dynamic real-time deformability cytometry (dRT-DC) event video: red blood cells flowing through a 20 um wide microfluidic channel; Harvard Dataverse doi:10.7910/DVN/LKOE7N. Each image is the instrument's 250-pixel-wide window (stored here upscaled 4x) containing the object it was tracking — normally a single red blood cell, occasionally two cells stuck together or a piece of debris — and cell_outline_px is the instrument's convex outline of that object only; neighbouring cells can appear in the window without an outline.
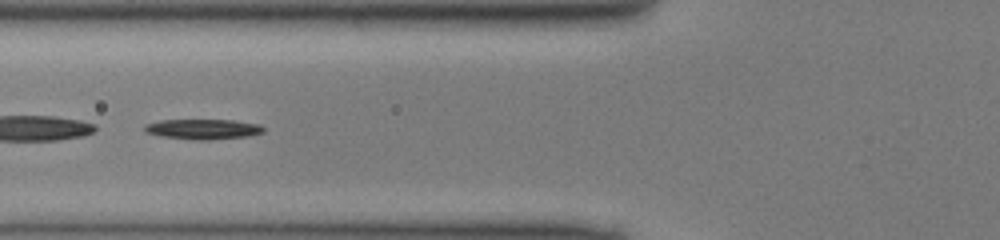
{"species": "common noctule bat (a hibernating species)", "species_latin": "Nyctalus noctula", "temperature_condition": "cold", "stored_images_in_passage": 41, "segment_of_instrument_passage": [2, 2], "camera_frame_rate_fps": 3000, "um_per_image_px": 0.085, "animal": {"sex": "male", "body_mass_g": 13.0, "forearm_length_mm": 53.1}, "frame": {"image": 1, "passage_image": 12, "time_ms": 3.667, "image_size_px": [1000, 240], "cell_outline_px": [[264, 132], [248, 136], [208, 140], [196, 140], [160, 136], [144, 132], [144, 124], [160, 120], [232, 120], [260, 124], [264, 128]], "centroid_in_image_um": [17.23, 10.98], "position_along_channel_um": 108.6, "area_um2": 14.05}}
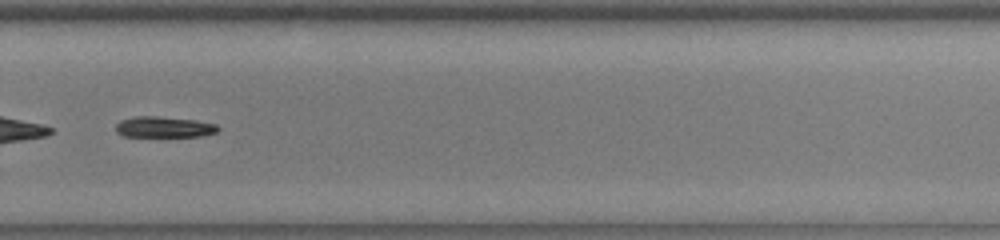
{"frame": {"image": 2, "passage_image": 27, "time_ms": 8.667, "image_size_px": [1000, 240], "cell_outline_px": [[220, 128], [216, 132], [200, 136], [124, 136], [116, 132], [116, 124], [120, 120], [132, 116], [160, 116], [196, 120], [216, 124]], "centroid_in_image_um": [13.92, 10.78], "position_along_channel_um": 315.9, "area_um2": 12.48}}
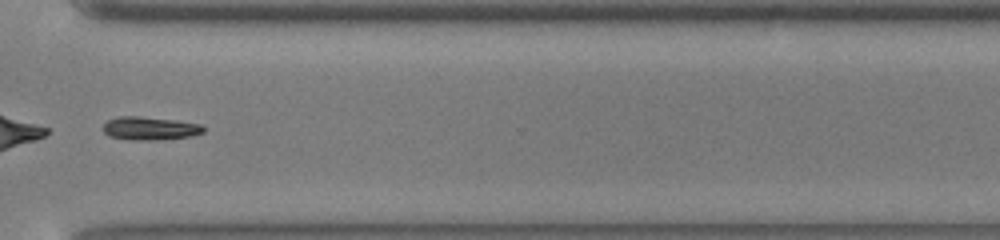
{"frame": {"image": 3, "passage_image": 30, "time_ms": 9.667, "image_size_px": [1000, 240], "cell_outline_px": [[204, 132], [192, 136], [152, 140], [132, 140], [108, 136], [104, 132], [104, 124], [108, 120], [120, 116], [140, 116], [176, 120], [200, 124], [204, 128]], "centroid_in_image_um": [12.74, 10.91], "position_along_channel_um": 357.9, "area_um2": 13.53}}